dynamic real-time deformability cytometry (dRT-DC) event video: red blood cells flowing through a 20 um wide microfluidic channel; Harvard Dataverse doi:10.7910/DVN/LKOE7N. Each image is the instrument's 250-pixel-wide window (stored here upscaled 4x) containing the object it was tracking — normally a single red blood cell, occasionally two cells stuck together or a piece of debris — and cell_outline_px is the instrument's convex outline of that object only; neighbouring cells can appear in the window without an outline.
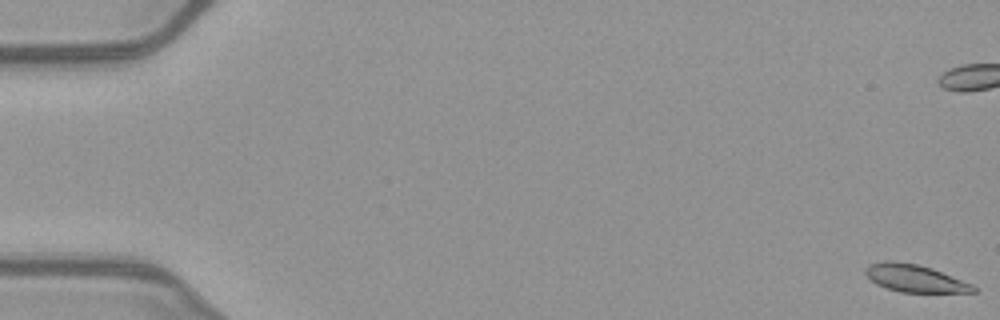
{"species": "common noctule bat (a hibernating species)", "species_latin": "Nyctalus noctula", "temperature_condition": "warm", "stored_images_in_passage": 33, "camera_frame_rate_fps": 3000, "um_per_image_px": 0.085, "animal": {"sex": "female", "body_mass_g": 21.9}, "frame": {"image": 1, "passage_image": 1, "time_ms": 0.0, "image_size_px": [1000, 320], "cell_outline_px": [[976, 292], [900, 292], [876, 284], [864, 272], [864, 268], [868, 264], [884, 260], [892, 260], [916, 264], [932, 268], [972, 284], [976, 288]], "centroid_in_image_um": [77.72, 23.64], "position_along_channel_um": 7.3, "area_um2": 17.17}}